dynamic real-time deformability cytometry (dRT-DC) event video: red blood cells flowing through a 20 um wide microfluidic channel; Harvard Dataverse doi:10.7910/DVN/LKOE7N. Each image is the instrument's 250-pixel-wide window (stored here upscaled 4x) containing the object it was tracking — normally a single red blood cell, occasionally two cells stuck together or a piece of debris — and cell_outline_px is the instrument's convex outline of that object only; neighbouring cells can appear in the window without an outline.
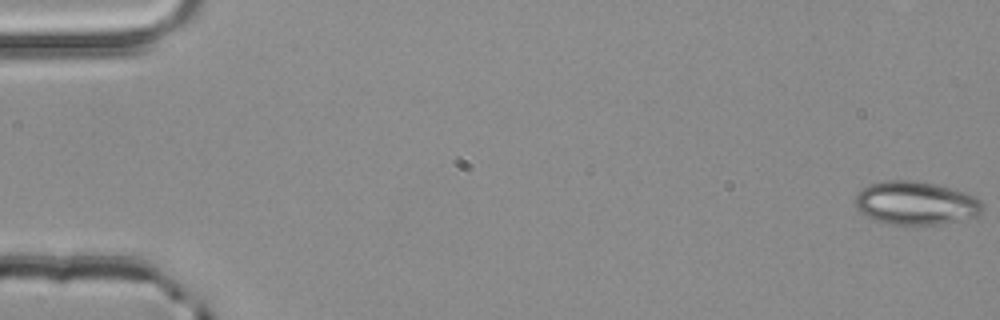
{"species": "common noctule bat (a hibernating species)", "species_latin": "Nyctalus noctula", "temperature_condition": "room temperature", "stored_images_in_passage": 53, "segment_of_instrument_passage": [1, 2], "camera_frame_rate_fps": 3000, "um_per_image_px": 0.085, "animal": {"sex": "male", "body_mass_g": 20.4}, "frame": {"image": 1, "passage_image": 1, "time_ms": 0.0, "image_size_px": [1000, 320], "cell_outline_px": [[984, 208], [980, 216], [940, 224], [884, 224], [860, 212], [856, 208], [852, 200], [864, 188], [872, 184], [888, 180], [916, 180], [964, 192], [976, 196], [984, 204]], "centroid_in_image_um": [77.87, 17.27], "position_along_channel_um": 7.1, "area_um2": 32.19}}